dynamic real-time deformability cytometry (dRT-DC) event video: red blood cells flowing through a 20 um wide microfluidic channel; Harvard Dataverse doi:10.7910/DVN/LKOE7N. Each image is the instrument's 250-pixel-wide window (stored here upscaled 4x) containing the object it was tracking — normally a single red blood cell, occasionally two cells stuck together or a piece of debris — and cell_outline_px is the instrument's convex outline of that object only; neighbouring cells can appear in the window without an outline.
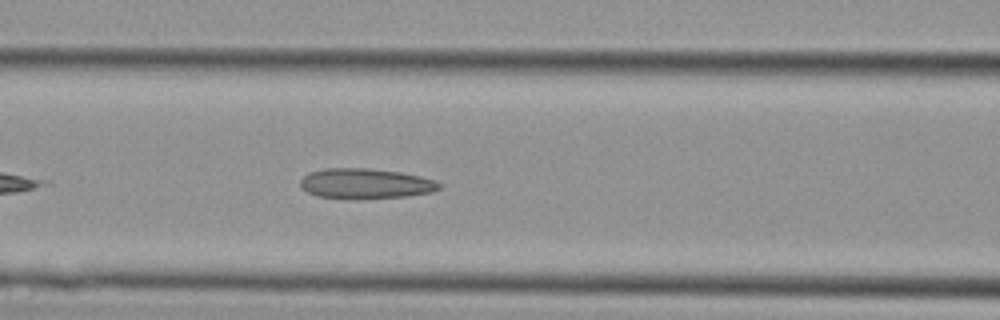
{"species": "Egyptian fruit bat (a non-hibernating species)", "species_latin": "Rousettus aegyptiacus", "temperature_condition": "cold", "stored_images_in_passage": 13, "camera_frame_rate_fps": 3000, "um_per_image_px": 0.085, "animal": {"sex": "female"}, "frame": {"image": 1, "passage_image": 7, "time_ms": 2.0, "image_size_px": [1000, 320], "cell_outline_px": [[440, 188], [432, 192], [408, 196], [320, 196], [308, 192], [300, 184], [300, 180], [308, 172], [324, 168], [368, 168], [400, 172], [420, 176], [436, 180], [440, 184]], "centroid_in_image_um": [31.1, 15.55], "position_along_channel_um": 135.5, "area_um2": 23.41}}